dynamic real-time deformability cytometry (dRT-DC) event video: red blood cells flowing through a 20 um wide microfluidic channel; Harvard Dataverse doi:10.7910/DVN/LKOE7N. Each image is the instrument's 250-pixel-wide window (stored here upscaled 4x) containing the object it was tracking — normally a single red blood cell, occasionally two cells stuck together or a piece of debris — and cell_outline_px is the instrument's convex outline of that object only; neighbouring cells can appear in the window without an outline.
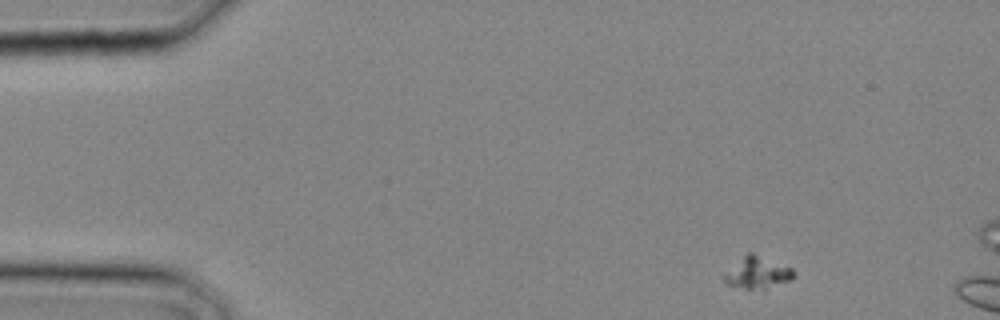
{"species": "common noctule bat (a hibernating species)", "species_latin": "Nyctalus noctula", "temperature_condition": "cold", "stored_images_in_passage": 6, "camera_frame_rate_fps": 3000, "um_per_image_px": 0.085, "animal": {"sex": "male", "body_mass_g": 20.4}, "frame": {"image": 1, "passage_image": 1, "time_ms": 0.0, "image_size_px": [1000, 320], "cell_outline_px": [[796, 272], [788, 280], [764, 292], [744, 288], [728, 284], [724, 280], [724, 276], [748, 252], [752, 252], [792, 268]], "centroid_in_image_um": [64.44, 23.22], "position_along_channel_um": 20.6, "area_um2": 12.66}}